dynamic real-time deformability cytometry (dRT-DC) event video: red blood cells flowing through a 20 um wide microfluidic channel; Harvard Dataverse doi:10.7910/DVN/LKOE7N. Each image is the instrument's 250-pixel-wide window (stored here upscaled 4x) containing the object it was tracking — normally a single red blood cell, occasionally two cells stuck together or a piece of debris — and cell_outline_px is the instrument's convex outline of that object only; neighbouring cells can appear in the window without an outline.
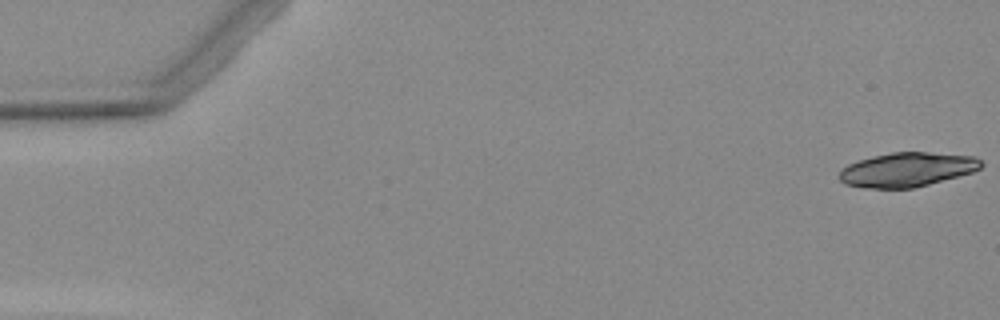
{"species": "Egyptian fruit bat (a non-hibernating species)", "species_latin": "Rousettus aegyptiacus", "temperature_condition": "warm", "stored_images_in_passage": 5, "camera_frame_rate_fps": 3000, "um_per_image_px": 0.085, "animal": {"sex": "female"}, "frame": {"image": 1, "passage_image": 1, "time_ms": 0.0, "image_size_px": [1000, 320], "cell_outline_px": [[984, 164], [980, 168], [972, 172], [928, 184], [912, 188], [864, 188], [844, 184], [840, 180], [840, 172], [848, 164], [872, 156], [892, 152], [928, 152], [972, 156], [980, 160]], "centroid_in_image_um": [77.09, 14.41], "position_along_channel_um": 7.9, "area_um2": 28.03}}